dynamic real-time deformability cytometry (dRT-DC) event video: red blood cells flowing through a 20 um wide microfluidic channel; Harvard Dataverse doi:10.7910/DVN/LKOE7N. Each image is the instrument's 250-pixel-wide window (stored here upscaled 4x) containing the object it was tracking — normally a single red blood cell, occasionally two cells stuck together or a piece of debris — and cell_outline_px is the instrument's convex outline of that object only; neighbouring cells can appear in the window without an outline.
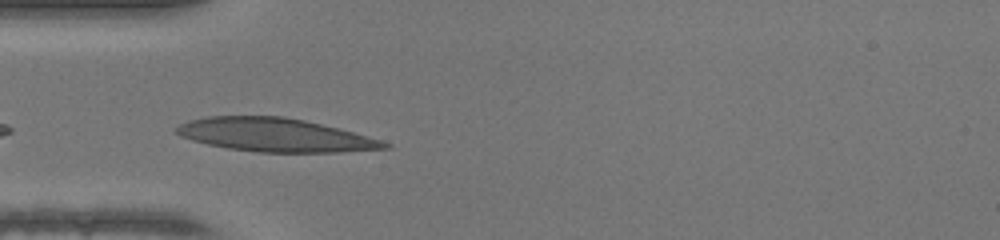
{"species": "human", "species_latin": "Homo sapiens", "temperature_condition": "warm", "stored_images_in_passage": 34, "camera_frame_rate_fps": 3000, "um_per_image_px": 0.085, "donor": {"sex": "female"}, "frame": {"image": 1, "passage_image": 2, "time_ms": 0.333, "image_size_px": [1000, 240], "cell_outline_px": [[392, 148], [340, 152], [256, 152], [228, 148], [208, 144], [192, 140], [180, 136], [176, 132], [176, 128], [180, 124], [188, 120], [208, 116], [284, 116], [304, 120], [352, 132], [380, 140], [392, 144]], "centroid_in_image_um": [23.37, 11.47], "position_along_channel_um": 61.6, "area_um2": 40.29}}
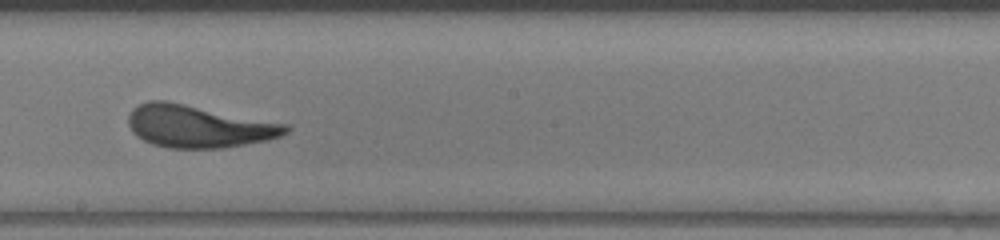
{"frame": {"image": 2, "passage_image": 14, "time_ms": 4.333, "image_size_px": [1000, 240], "cell_outline_px": [[292, 128], [288, 132], [280, 136], [268, 140], [220, 148], [168, 148], [152, 144], [136, 136], [132, 132], [128, 124], [128, 116], [132, 108], [148, 100], [164, 100], [288, 124]], "centroid_in_image_um": [16.85, 10.74], "position_along_channel_um": 231.4, "area_um2": 38.84}}
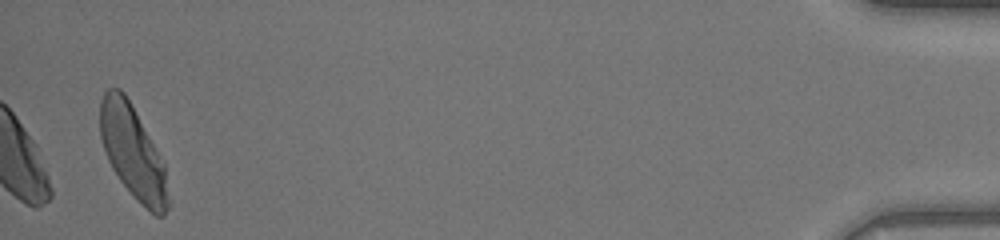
{"frame": {"image": 3, "passage_image": 34, "time_ms": 11.0, "image_size_px": [1000, 240], "cell_outline_px": [[168, 208], [164, 216], [156, 216], [120, 180], [112, 168], [104, 152], [100, 136], [100, 100], [104, 92], [108, 88], [120, 88], [124, 92], [164, 164], [168, 200]], "centroid_in_image_um": [11.24, 12.88], "position_along_channel_um": 424.0, "area_um2": 35.72}, "authors_computed_cell_mechanics": {"area_um2": 38.3503, "velocity_mm_per_s": 4.2842, "shape_relaxation_time_tau1_ms": 3.8238, "shape_relaxation_time_tau2_ms": 0.7734, "deformation_change_tau1": 0.2134, "deformation_change_tau2": 0.0837}}